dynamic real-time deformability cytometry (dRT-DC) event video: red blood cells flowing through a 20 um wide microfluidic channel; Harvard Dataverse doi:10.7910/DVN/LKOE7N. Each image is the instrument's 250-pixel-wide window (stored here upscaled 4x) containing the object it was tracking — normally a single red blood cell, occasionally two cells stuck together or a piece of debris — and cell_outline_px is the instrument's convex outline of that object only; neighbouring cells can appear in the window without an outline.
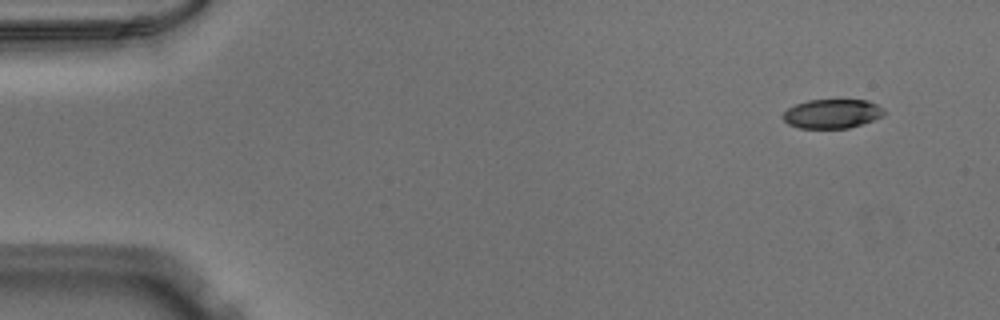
{"species": "Egyptian fruit bat (a non-hibernating species)", "species_latin": "Rousettus aegyptiacus", "temperature_condition": "warm", "stored_images_in_passage": 49, "camera_frame_rate_fps": 3000, "um_per_image_px": 0.085, "animal": {"sex": "male"}, "frame": {"image": 1, "passage_image": 1, "time_ms": 0.0, "image_size_px": [1000, 320], "cell_outline_px": [[884, 116], [848, 128], [800, 128], [788, 124], [784, 120], [784, 112], [788, 108], [796, 104], [808, 100], [868, 100], [884, 108]], "centroid_in_image_um": [70.74, 9.66], "position_along_channel_um": 14.3, "area_um2": 17.05}}
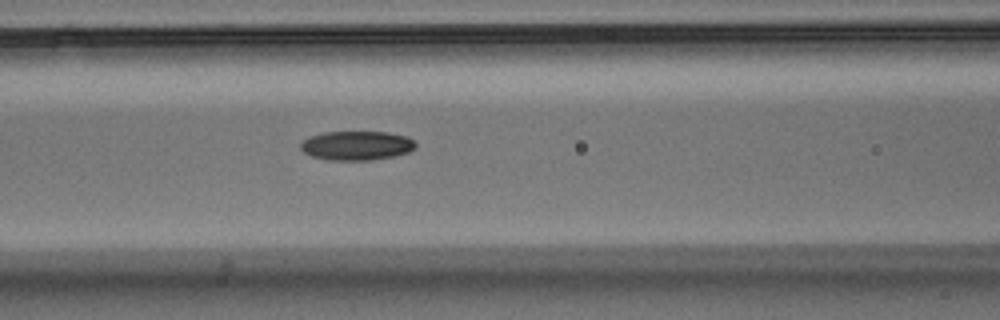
{"frame": {"image": 2, "passage_image": 19, "time_ms": 6.0, "image_size_px": [1000, 320], "cell_outline_px": [[416, 144], [408, 152], [392, 156], [368, 160], [328, 160], [312, 156], [304, 152], [300, 148], [300, 144], [308, 136], [324, 132], [388, 132], [404, 136], [412, 140]], "centroid_in_image_um": [30.25, 12.37], "position_along_channel_um": 136.4, "area_um2": 19.31}}
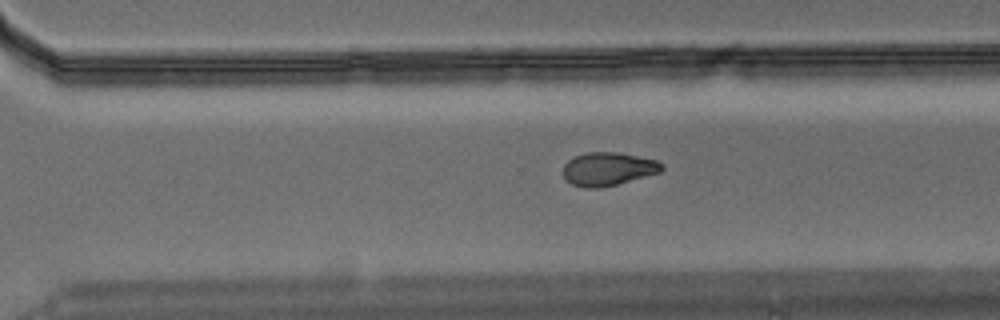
{"frame": {"image": 3, "passage_image": 33, "time_ms": 10.667, "image_size_px": [1000, 320], "cell_outline_px": [[664, 168], [660, 172], [616, 184], [600, 188], [588, 188], [572, 184], [564, 176], [564, 164], [568, 160], [576, 156], [588, 152], [616, 152], [656, 160], [664, 164]], "centroid_in_image_um": [51.69, 14.35], "position_along_channel_um": 318.9, "area_um2": 18.84}}